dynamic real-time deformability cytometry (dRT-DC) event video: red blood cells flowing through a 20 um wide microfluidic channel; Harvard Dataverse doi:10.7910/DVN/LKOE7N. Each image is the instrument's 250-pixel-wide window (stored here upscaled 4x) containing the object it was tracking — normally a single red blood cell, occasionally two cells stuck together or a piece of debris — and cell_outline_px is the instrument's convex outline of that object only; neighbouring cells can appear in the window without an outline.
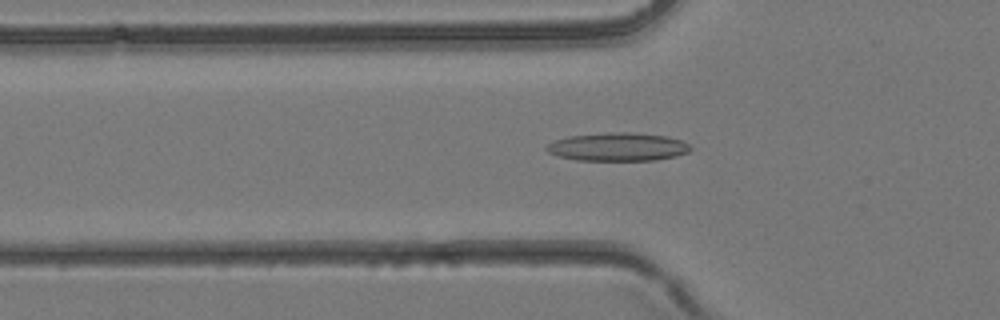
{"species": "common noctule bat (a hibernating species)", "species_latin": "Nyctalus noctula", "temperature_condition": "room temperature", "stored_images_in_passage": 45, "camera_frame_rate_fps": 3000, "um_per_image_px": 0.085, "animal": {"sex": "female", "body_mass_g": 24.6, "forearm_length_mm": 56.2}, "frame": {"image": 1, "passage_image": 14, "time_ms": 4.333, "image_size_px": [1000, 320], "cell_outline_px": [[692, 148], [688, 152], [676, 156], [656, 160], [576, 160], [556, 156], [548, 152], [544, 148], [548, 144], [556, 140], [568, 136], [612, 132], [628, 132], [664, 136], [680, 140], [688, 144]], "centroid_in_image_um": [52.48, 12.49], "position_along_channel_um": 73.3, "area_um2": 23.58}}
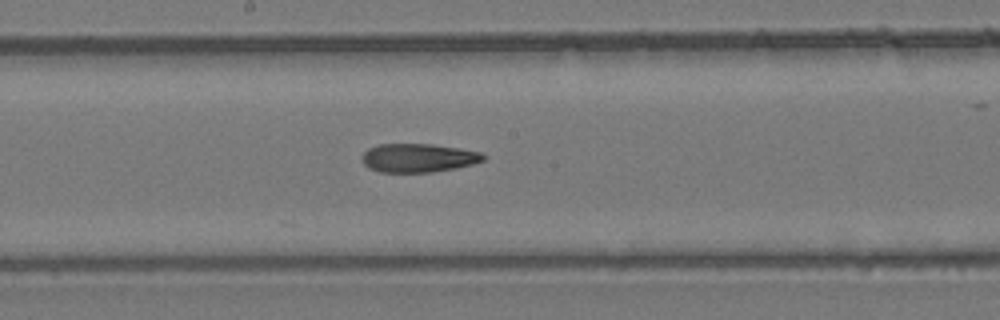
{"frame": {"image": 2, "passage_image": 22, "time_ms": 7.0, "image_size_px": [1000, 320], "cell_outline_px": [[488, 156], [484, 160], [472, 164], [456, 168], [432, 172], [380, 172], [368, 168], [364, 164], [360, 156], [368, 148], [376, 144], [432, 144], [460, 148], [480, 152]], "centroid_in_image_um": [35.54, 13.41], "position_along_channel_um": 212.7, "area_um2": 20.46}}
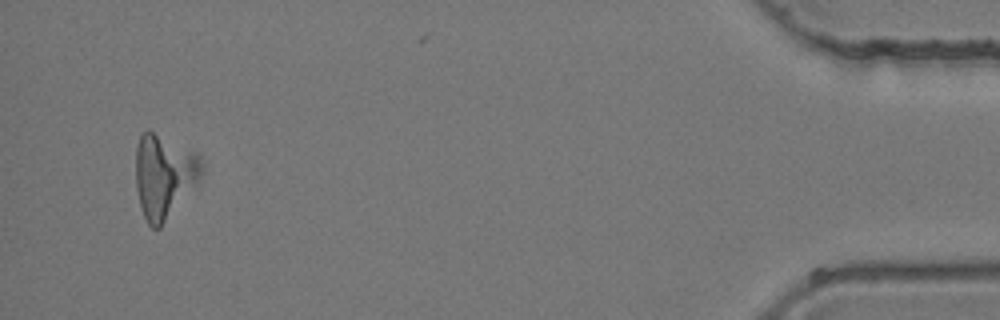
{"frame": {"image": 3, "passage_image": 39, "time_ms": 12.667, "image_size_px": [1000, 320], "cell_outline_px": [[204, 172], [160, 228], [152, 228], [148, 224], [144, 216], [140, 204], [136, 188], [136, 148], [140, 136], [148, 128], [196, 152], [200, 156], [204, 168]], "centroid_in_image_um": [13.93, 14.91], "position_along_channel_um": 421.3, "area_um2": 31.96}}